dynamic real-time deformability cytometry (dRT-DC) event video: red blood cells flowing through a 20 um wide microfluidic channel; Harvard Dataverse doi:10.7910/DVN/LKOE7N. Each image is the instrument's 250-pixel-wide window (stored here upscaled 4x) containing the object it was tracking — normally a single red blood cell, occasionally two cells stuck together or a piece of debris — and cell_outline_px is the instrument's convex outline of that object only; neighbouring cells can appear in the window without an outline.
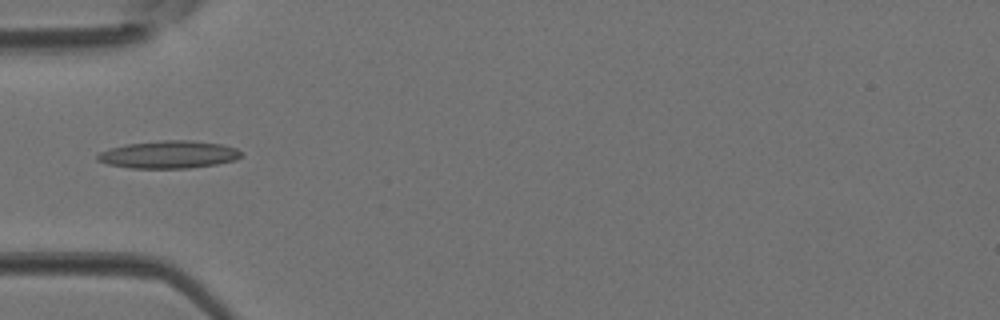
{"species": "Egyptian fruit bat (a non-hibernating species)", "species_latin": "Rousettus aegyptiacus", "temperature_condition": "room temperature", "stored_images_in_passage": 29, "camera_frame_rate_fps": 3000, "um_per_image_px": 0.085, "animal": {"sex": "female"}, "frame": {"image": 1, "passage_image": 1, "time_ms": 0.0, "image_size_px": [1000, 320], "cell_outline_px": [[240, 156], [236, 160], [216, 164], [188, 168], [132, 168], [108, 164], [96, 160], [96, 156], [100, 152], [108, 148], [124, 144], [160, 140], [192, 140], [224, 144], [236, 148], [240, 152]], "centroid_in_image_um": [14.32, 13.12], "position_along_channel_um": 70.7, "area_um2": 23.24}}
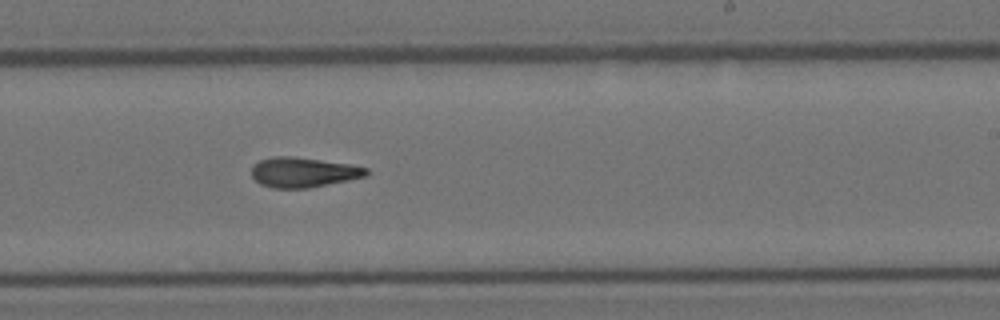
{"frame": {"image": 2, "passage_image": 13, "time_ms": 4.0, "image_size_px": [1000, 320], "cell_outline_px": [[368, 172], [364, 176], [348, 180], [308, 188], [272, 188], [260, 184], [252, 176], [252, 164], [260, 160], [272, 156], [292, 156], [352, 164], [368, 168]], "centroid_in_image_um": [25.75, 14.63], "position_along_channel_um": 263.2, "area_um2": 20.06}}
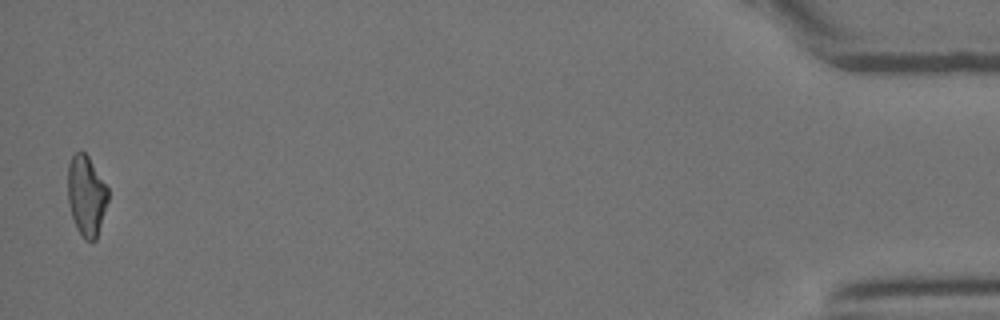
{"frame": {"image": 3, "passage_image": 29, "time_ms": 9.333, "image_size_px": [1000, 320], "cell_outline_px": [[108, 200], [96, 240], [84, 240], [76, 228], [68, 204], [68, 164], [72, 156], [80, 148], [88, 156], [108, 188]], "centroid_in_image_um": [7.33, 16.62], "position_along_channel_um": 427.9, "area_um2": 18.84}}